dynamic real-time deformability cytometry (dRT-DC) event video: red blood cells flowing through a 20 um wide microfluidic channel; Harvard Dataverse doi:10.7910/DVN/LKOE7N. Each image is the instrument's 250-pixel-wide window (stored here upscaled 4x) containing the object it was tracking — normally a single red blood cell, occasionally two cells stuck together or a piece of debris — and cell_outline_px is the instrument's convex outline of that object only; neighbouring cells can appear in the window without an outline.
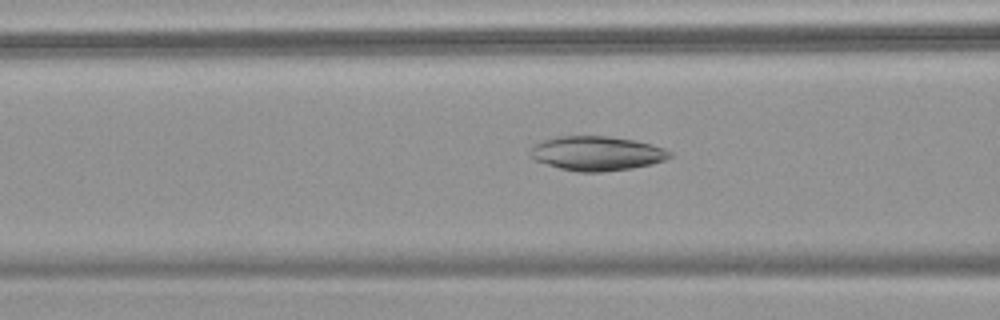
{"species": "common noctule bat (a hibernating species)", "species_latin": "Nyctalus noctula", "temperature_condition": "warm", "stored_images_in_passage": 43, "camera_frame_rate_fps": 3000, "um_per_image_px": 0.085, "animal": {"sex": "female", "body_mass_g": 18.4}, "frame": {"image": 1, "passage_image": 11, "time_ms": 3.333, "image_size_px": [1000, 320], "cell_outline_px": [[672, 156], [664, 160], [652, 164], [632, 168], [600, 172], [576, 172], [560, 168], [532, 160], [528, 152], [536, 144], [544, 140], [556, 136], [608, 136], [632, 140], [652, 144], [664, 148], [672, 152]], "centroid_in_image_um": [50.71, 13.04], "position_along_channel_um": 115.9, "area_um2": 28.03}}
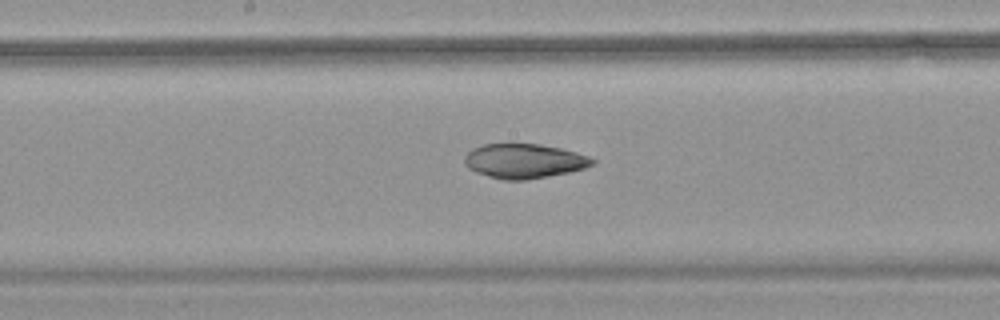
{"frame": {"image": 2, "passage_image": 18, "time_ms": 5.667, "image_size_px": [1000, 320], "cell_outline_px": [[596, 164], [584, 168], [568, 172], [528, 180], [504, 180], [476, 172], [468, 168], [464, 164], [464, 156], [472, 148], [484, 144], [540, 144], [560, 148], [576, 152], [588, 156], [596, 160]], "centroid_in_image_um": [44.55, 13.68], "position_along_channel_um": 203.6, "area_um2": 25.72}}
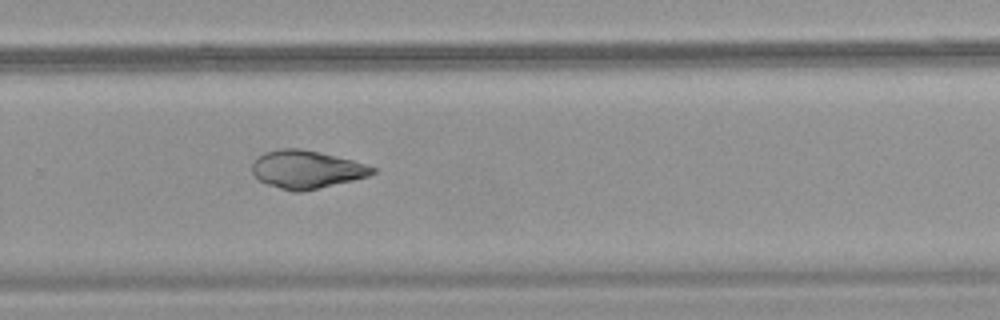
{"frame": {"image": 3, "passage_image": 26, "time_ms": 8.333, "image_size_px": [1000, 320], "cell_outline_px": [[376, 172], [368, 176], [352, 180], [300, 192], [292, 192], [268, 184], [260, 180], [252, 172], [252, 164], [264, 152], [280, 148], [300, 148], [320, 152], [352, 160], [376, 168]], "centroid_in_image_um": [26.04, 14.39], "position_along_channel_um": 303.8, "area_um2": 26.3}, "authors_computed_cell_mechanics": {"area_um2": 28.033, "velocity_mm_per_s": 3.7713, "shape_relaxation_time_tau1_ms": null, "shape_relaxation_time_tau2_ms": 8.795, "deformation_change_tau1": null, "deformation_change_tau2": 0.1356}}